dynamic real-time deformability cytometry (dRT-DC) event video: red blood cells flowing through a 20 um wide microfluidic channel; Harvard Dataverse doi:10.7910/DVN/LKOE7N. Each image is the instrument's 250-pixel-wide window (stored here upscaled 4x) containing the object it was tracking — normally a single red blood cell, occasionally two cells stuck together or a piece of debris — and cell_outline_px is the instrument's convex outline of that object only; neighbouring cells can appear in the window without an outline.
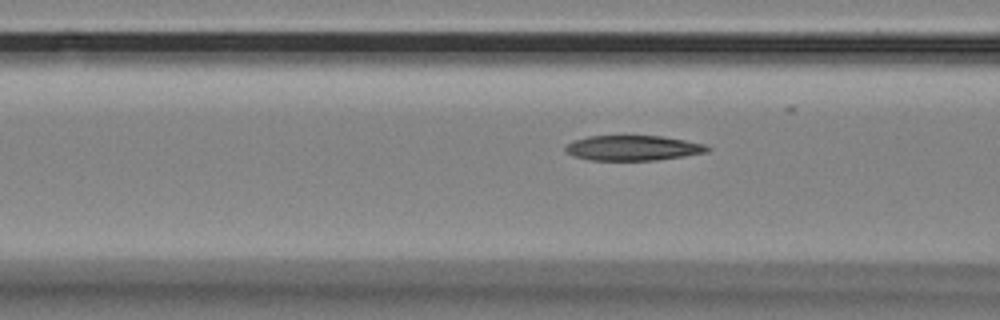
{"species": "Egyptian fruit bat (a non-hibernating species)", "species_latin": "Rousettus aegyptiacus", "temperature_condition": "room temperature", "stored_images_in_passage": 7, "camera_frame_rate_fps": 3000, "um_per_image_px": 0.085, "animal": {"sex": "female"}, "frame": {"image": 1, "passage_image": 4, "time_ms": 1.0, "image_size_px": [1000, 320], "cell_outline_px": [[712, 148], [708, 152], [684, 156], [656, 160], [592, 160], [576, 156], [568, 152], [564, 148], [572, 140], [588, 136], [660, 136], [684, 140], [704, 144]], "centroid_in_image_um": [53.83, 12.57], "position_along_channel_um": 112.8, "area_um2": 20.58}}